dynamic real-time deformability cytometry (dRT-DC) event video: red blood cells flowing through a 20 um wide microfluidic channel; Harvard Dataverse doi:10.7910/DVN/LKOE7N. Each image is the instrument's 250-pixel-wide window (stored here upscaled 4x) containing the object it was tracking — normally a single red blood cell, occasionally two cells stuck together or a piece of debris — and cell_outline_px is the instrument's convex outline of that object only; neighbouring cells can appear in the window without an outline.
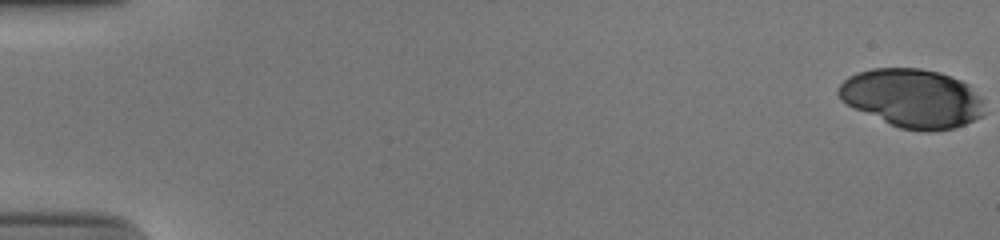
{"species": "human", "species_latin": "Homo sapiens", "temperature_condition": "cold", "stored_images_in_passage": 22, "camera_frame_rate_fps": 3000, "um_per_image_px": 0.085, "donor": {"sex": "male"}, "frame": {"image": 1, "passage_image": 1, "time_ms": 0.0, "image_size_px": [1000, 240], "cell_outline_px": [[984, 112], [980, 116], [956, 128], [932, 132], [924, 132], [900, 128], [856, 108], [840, 100], [836, 92], [836, 88], [848, 76], [856, 72], [872, 68], [920, 68], [940, 72], [960, 80], [968, 84], [984, 100]], "centroid_in_image_um": [77.55, 8.34], "position_along_channel_um": 7.4, "area_um2": 49.94}}
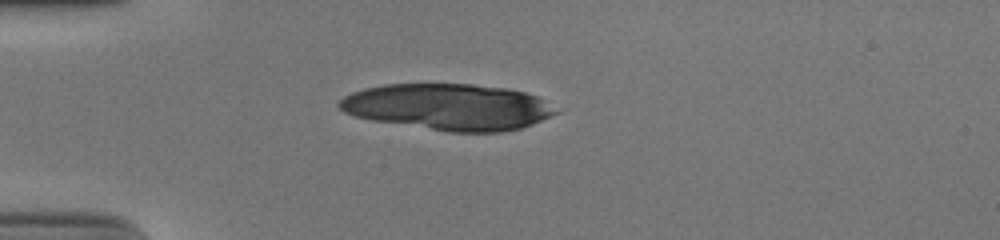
{"frame": {"image": 2, "passage_image": 16, "time_ms": 5.0, "image_size_px": [1000, 240], "cell_outline_px": [[560, 112], [532, 124], [520, 128], [500, 132], [448, 132], [372, 120], [356, 116], [344, 112], [336, 104], [344, 96], [352, 92], [364, 88], [384, 84], [472, 84], [508, 88], [524, 92], [536, 96]], "centroid_in_image_um": [38.07, 9.09], "position_along_channel_um": 46.9, "area_um2": 58.32}}